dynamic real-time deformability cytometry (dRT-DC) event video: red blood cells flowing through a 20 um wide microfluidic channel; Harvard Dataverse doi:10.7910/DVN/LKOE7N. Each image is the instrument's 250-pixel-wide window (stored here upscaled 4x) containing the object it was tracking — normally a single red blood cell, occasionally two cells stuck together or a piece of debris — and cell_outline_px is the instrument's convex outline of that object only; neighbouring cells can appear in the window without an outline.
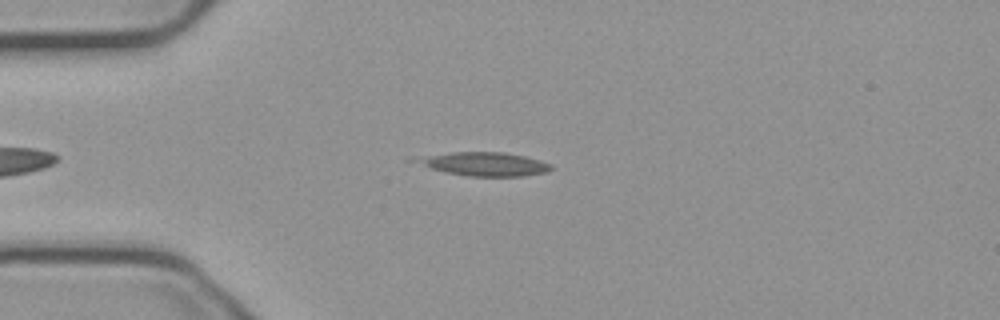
{"species": "common noctule bat (a hibernating species)", "species_latin": "Nyctalus noctula", "temperature_condition": "cold", "stored_images_in_passage": 54, "camera_frame_rate_fps": 3000, "um_per_image_px": 0.085, "animal": {"sex": "male", "body_mass_g": 23.1, "forearm_length_mm": 52.7}, "frame": {"image": 1, "passage_image": 13, "time_ms": 4.0, "image_size_px": [1000, 320], "cell_outline_px": [[552, 168], [544, 172], [524, 176], [468, 176], [448, 172], [432, 168], [424, 164], [420, 160], [428, 156], [452, 152], [504, 152], [524, 156], [540, 160], [552, 164]], "centroid_in_image_um": [41.36, 13.94], "position_along_channel_um": 43.6, "area_um2": 17.74}}
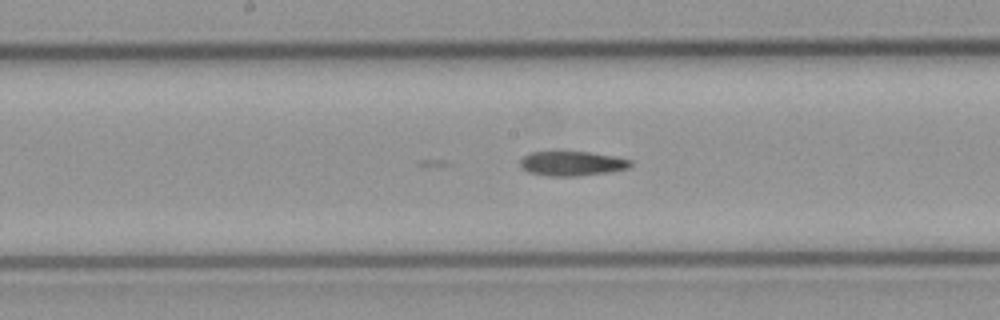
{"frame": {"image": 2, "passage_image": 27, "time_ms": 8.667, "image_size_px": [1000, 320], "cell_outline_px": [[632, 164], [628, 168], [612, 172], [576, 176], [548, 176], [528, 172], [520, 164], [520, 160], [524, 156], [532, 152], [588, 152], [612, 156], [632, 160]], "centroid_in_image_um": [48.64, 13.91], "position_along_channel_um": 199.6, "area_um2": 15.66}}
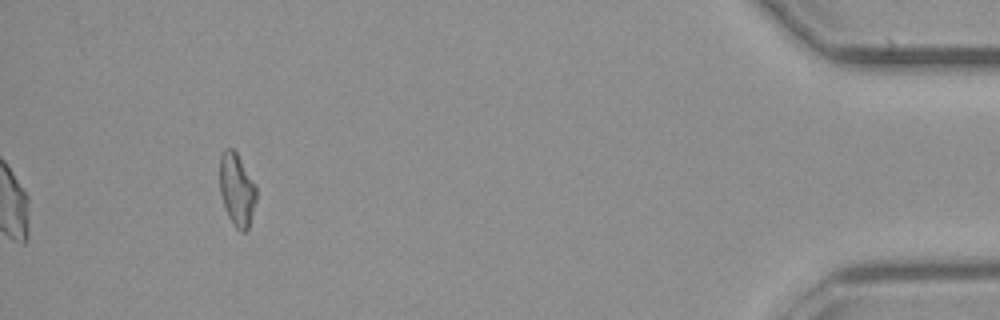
{"frame": {"image": 3, "passage_image": 50, "time_ms": 16.333, "image_size_px": [1000, 320], "cell_outline_px": [[256, 200], [248, 228], [244, 232], [240, 232], [236, 228], [228, 216], [220, 192], [220, 156], [224, 148], [232, 148], [236, 152], [256, 184]], "centroid_in_image_um": [20.13, 16.1], "position_along_channel_um": 415.1, "area_um2": 15.43}}